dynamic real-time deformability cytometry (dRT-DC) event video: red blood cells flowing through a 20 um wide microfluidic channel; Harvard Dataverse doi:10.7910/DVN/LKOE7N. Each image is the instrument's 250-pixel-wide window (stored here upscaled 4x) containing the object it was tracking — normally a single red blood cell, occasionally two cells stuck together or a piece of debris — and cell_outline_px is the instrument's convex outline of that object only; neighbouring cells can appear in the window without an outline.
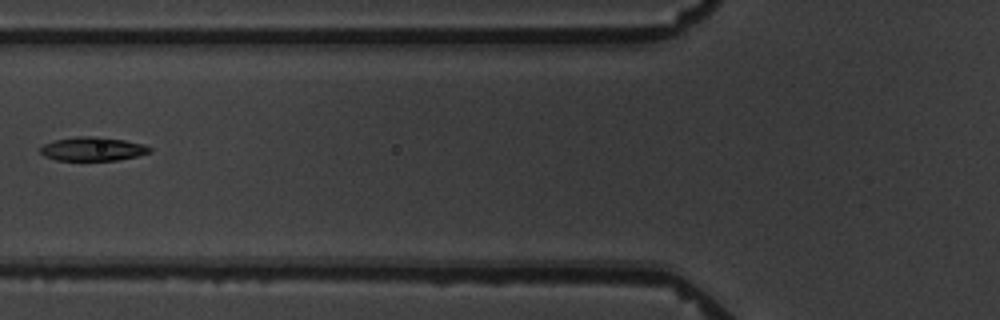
{"species": "common noctule bat (a hibernating species)", "species_latin": "Nyctalus noctula", "temperature_condition": "warm", "stored_images_in_passage": 10, "camera_frame_rate_fps": 3000, "um_per_image_px": 0.085, "animal": {"sex": "male", "body_mass_g": 19.5, "forearm_length_mm": 54.6}, "frame": {"image": 1, "passage_image": 7, "time_ms": 7.0, "image_size_px": [1000, 320], "cell_outline_px": [[152, 152], [136, 156], [116, 160], [56, 160], [44, 156], [40, 152], [40, 148], [44, 144], [56, 140], [76, 136], [100, 136], [124, 140], [140, 144], [152, 148]], "centroid_in_image_um": [7.86, 12.65], "position_along_channel_um": 117.9, "area_um2": 15.09}}
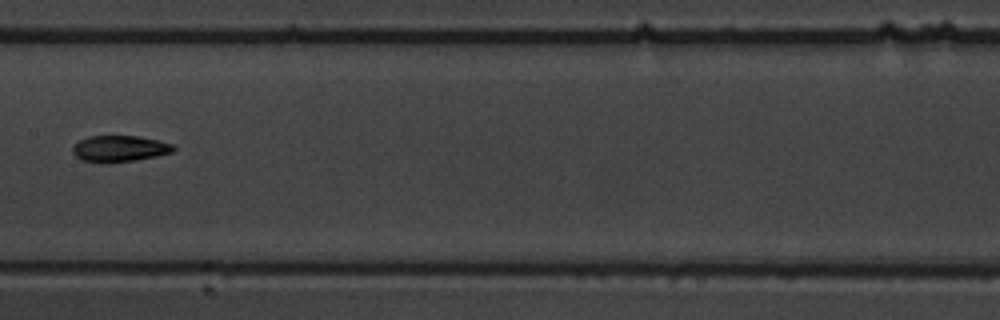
{"frame": {"image": 2, "passage_image": 9, "time_ms": 9.333, "image_size_px": [1000, 320], "cell_outline_px": [[176, 148], [172, 152], [156, 156], [136, 160], [108, 164], [80, 160], [72, 152], [72, 148], [80, 140], [88, 136], [140, 136], [172, 144]], "centroid_in_image_um": [10.14, 12.65], "position_along_channel_um": 197.3, "area_um2": 15.55}}
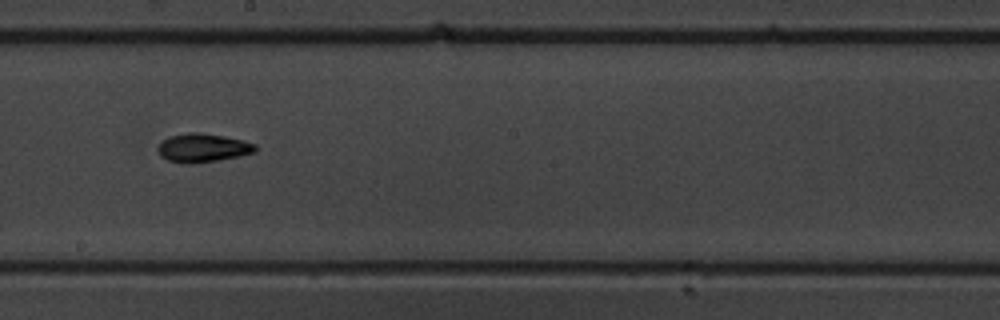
{"frame": {"image": 3, "passage_image": 10, "time_ms": 10.333, "image_size_px": [1000, 320], "cell_outline_px": [[256, 152], [240, 156], [220, 160], [192, 164], [184, 164], [168, 160], [160, 156], [156, 148], [160, 140], [168, 136], [188, 132], [200, 132], [224, 136], [244, 140], [256, 144]], "centroid_in_image_um": [17.2, 12.56], "position_along_channel_um": 231.0, "area_um2": 16.7}}